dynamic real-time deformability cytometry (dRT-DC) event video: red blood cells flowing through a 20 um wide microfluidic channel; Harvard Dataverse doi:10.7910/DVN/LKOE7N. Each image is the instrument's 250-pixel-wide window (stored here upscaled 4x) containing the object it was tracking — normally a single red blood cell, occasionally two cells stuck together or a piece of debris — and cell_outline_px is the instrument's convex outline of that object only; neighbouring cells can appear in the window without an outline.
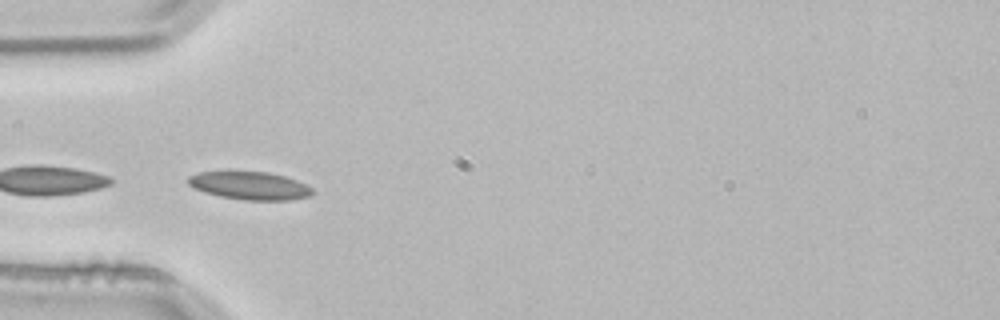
{"species": "common noctule bat (a hibernating species)", "species_latin": "Nyctalus noctula", "temperature_condition": "room temperature", "stored_images_in_passage": 2, "camera_frame_rate_fps": 3000, "um_per_image_px": 0.085, "animal": {"sex": "male", "body_mass_g": 21.5, "forearm_length_mm": 52.0}, "frame": {"image": 1, "passage_image": 2, "time_ms": 0.333, "image_size_px": [1000, 320], "cell_outline_px": [[312, 192], [308, 196], [292, 200], [244, 200], [220, 196], [204, 192], [192, 188], [188, 184], [188, 176], [200, 172], [228, 168], [268, 172], [284, 176], [296, 180], [312, 188]], "centroid_in_image_um": [21.13, 15.73], "position_along_channel_um": 63.9, "area_um2": 21.04}}